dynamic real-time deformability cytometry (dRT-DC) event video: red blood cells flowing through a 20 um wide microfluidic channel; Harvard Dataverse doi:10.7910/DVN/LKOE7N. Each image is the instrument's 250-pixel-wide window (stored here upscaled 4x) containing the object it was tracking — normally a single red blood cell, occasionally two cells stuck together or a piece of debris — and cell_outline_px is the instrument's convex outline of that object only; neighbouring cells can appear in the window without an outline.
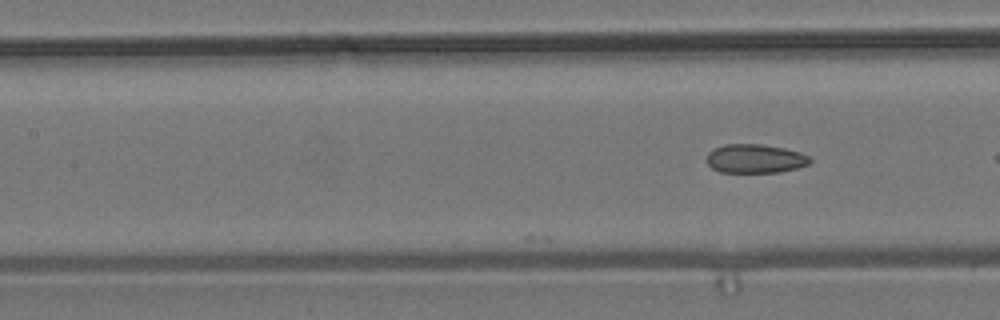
{"species": "common noctule bat (a hibernating species)", "species_latin": "Nyctalus noctula", "temperature_condition": "room temperature", "stored_images_in_passage": 6, "camera_frame_rate_fps": 3000, "um_per_image_px": 0.085, "animal": {"sex": "male", "body_mass_g": 19.2, "forearm_length_mm": 51.8}, "frame": {"image": 1, "passage_image": 6, "time_ms": 1.667, "image_size_px": [1000, 320], "cell_outline_px": [[812, 160], [808, 164], [796, 168], [780, 172], [720, 172], [712, 168], [708, 164], [708, 152], [724, 144], [760, 144], [784, 148], [800, 152], [812, 156]], "centroid_in_image_um": [64.22, 13.48], "position_along_channel_um": 143.2, "area_um2": 17.34}}